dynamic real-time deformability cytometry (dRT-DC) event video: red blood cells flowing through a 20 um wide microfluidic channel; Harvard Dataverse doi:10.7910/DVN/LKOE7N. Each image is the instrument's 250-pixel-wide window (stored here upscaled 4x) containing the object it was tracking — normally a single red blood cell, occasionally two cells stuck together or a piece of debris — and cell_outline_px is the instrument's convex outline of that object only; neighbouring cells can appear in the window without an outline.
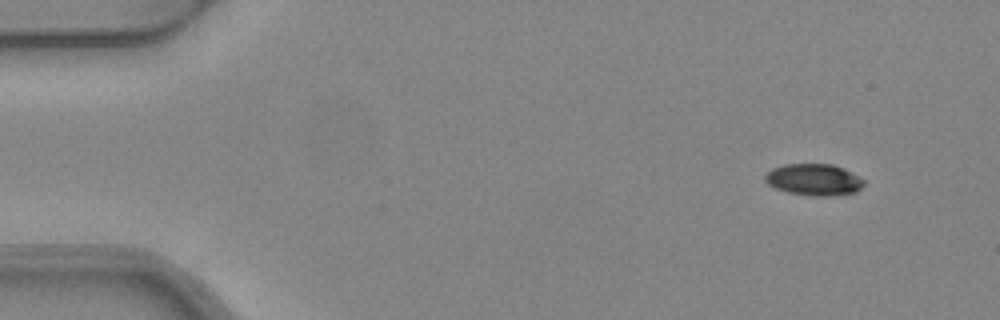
{"species": "common noctule bat (a hibernating species)", "species_latin": "Nyctalus noctula", "temperature_condition": "warm", "stored_images_in_passage": 4, "camera_frame_rate_fps": 3000, "um_per_image_px": 0.085, "animal": {"sex": "female", "body_mass_g": 24.6, "forearm_length_mm": 56.2}, "frame": {"image": 1, "passage_image": 1, "time_ms": 0.0, "image_size_px": [1000, 320], "cell_outline_px": [[864, 184], [856, 192], [828, 196], [812, 196], [788, 192], [776, 188], [768, 184], [764, 180], [764, 176], [772, 168], [784, 164], [832, 164], [864, 180]], "centroid_in_image_um": [69.13, 15.27], "position_along_channel_um": 15.9, "area_um2": 17.92}}
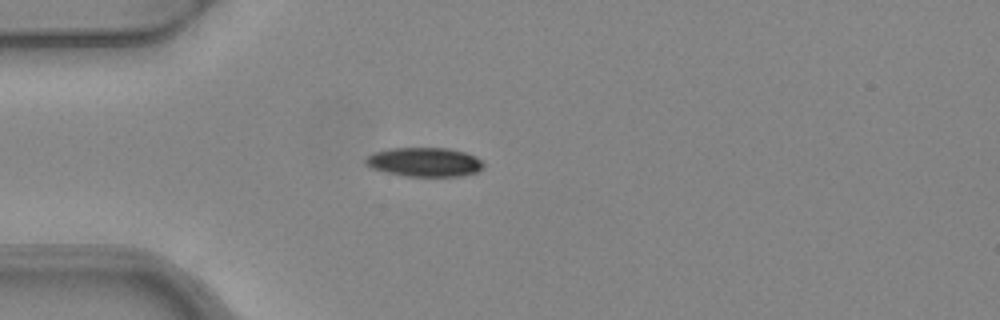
{"frame": {"image": 2, "passage_image": 4, "time_ms": 1.0, "image_size_px": [1000, 320], "cell_outline_px": [[484, 168], [476, 172], [464, 176], [404, 176], [384, 172], [372, 168], [364, 164], [364, 160], [368, 156], [376, 152], [392, 148], [448, 148], [464, 152], [476, 156], [484, 164]], "centroid_in_image_um": [36.09, 13.78], "position_along_channel_um": 48.9, "area_um2": 20.06}}